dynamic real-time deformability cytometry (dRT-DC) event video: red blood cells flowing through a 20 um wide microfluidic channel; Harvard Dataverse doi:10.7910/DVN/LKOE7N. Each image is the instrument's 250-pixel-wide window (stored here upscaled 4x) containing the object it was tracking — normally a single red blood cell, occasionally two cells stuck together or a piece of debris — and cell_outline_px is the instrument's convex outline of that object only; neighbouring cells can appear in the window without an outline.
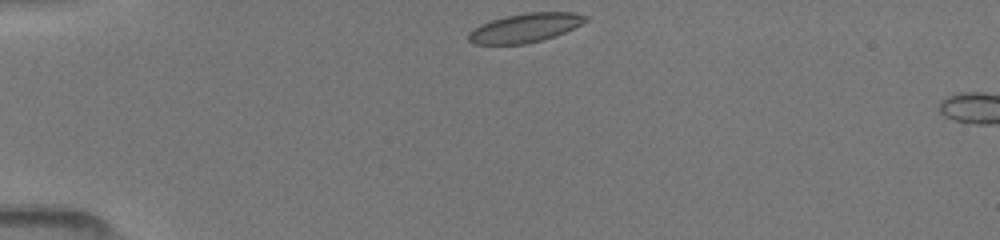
{"species": "common noctule bat (a hibernating species)", "species_latin": "Nyctalus noctula", "temperature_condition": "room temperature", "stored_images_in_passage": 5, "camera_frame_rate_fps": 3000, "um_per_image_px": 0.085, "animal": {"sex": "female", "body_mass_g": 19.5, "forearm_length_mm": 54.1}, "frame": {"image": 1, "passage_image": 1, "time_ms": 0.0, "image_size_px": [1000, 240], "cell_outline_px": [[588, 20], [564, 32], [540, 40], [524, 44], [472, 44], [468, 40], [468, 32], [480, 24], [492, 20], [508, 16], [528, 12], [572, 12], [588, 16]], "centroid_in_image_um": [44.6, 2.36], "position_along_channel_um": 40.4, "area_um2": 19.48}}